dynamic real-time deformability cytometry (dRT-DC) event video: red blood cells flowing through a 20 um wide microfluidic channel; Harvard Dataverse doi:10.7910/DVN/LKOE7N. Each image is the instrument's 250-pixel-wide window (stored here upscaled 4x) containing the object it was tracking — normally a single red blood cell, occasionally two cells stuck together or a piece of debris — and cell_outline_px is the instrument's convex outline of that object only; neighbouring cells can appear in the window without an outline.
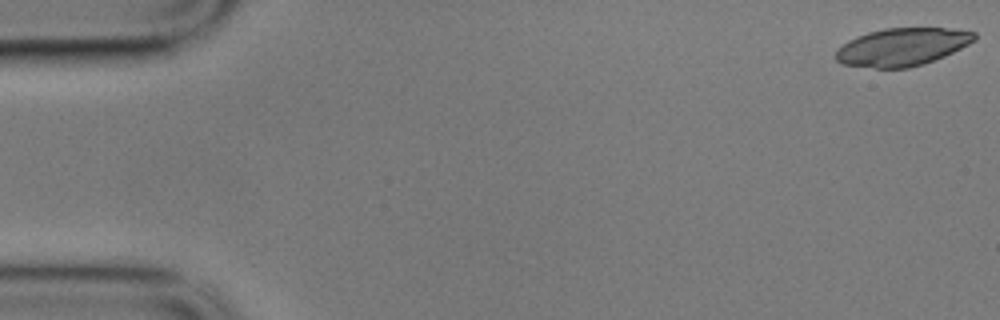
{"species": "common noctule bat (a hibernating species)", "species_latin": "Nyctalus noctula", "temperature_condition": "cold", "stored_images_in_passage": 6, "camera_frame_rate_fps": 3000, "um_per_image_px": 0.085, "animal": {"sex": "male", "body_mass_g": 17.9}, "frame": {"image": 1, "passage_image": 1, "time_ms": 0.0, "image_size_px": [1000, 320], "cell_outline_px": [[976, 40], [944, 56], [924, 64], [908, 68], [876, 68], [844, 64], [836, 60], [836, 52], [848, 40], [856, 36], [868, 32], [884, 28], [944, 28], [976, 32]], "centroid_in_image_um": [76.69, 3.99], "position_along_channel_um": 8.3, "area_um2": 30.29}}